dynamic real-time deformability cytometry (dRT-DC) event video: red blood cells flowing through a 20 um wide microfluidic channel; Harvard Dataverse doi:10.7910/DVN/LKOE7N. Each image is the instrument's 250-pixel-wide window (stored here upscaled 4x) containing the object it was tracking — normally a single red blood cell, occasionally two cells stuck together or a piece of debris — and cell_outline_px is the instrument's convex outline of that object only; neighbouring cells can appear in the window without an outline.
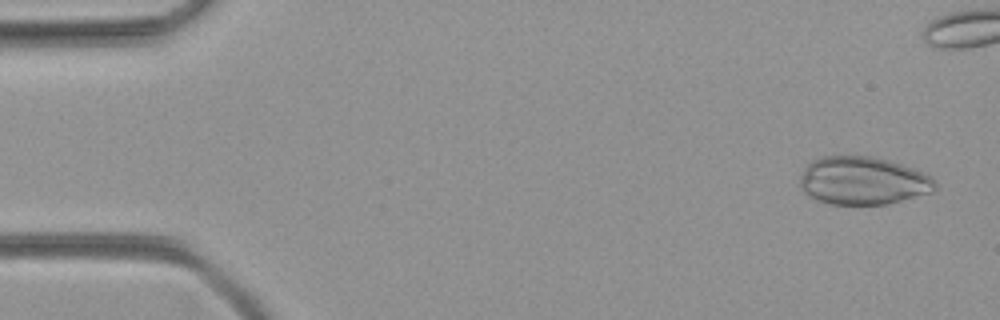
{"species": "common noctule bat (a hibernating species)", "species_latin": "Nyctalus noctula", "temperature_condition": "room temperature", "stored_images_in_passage": 43, "camera_frame_rate_fps": 3000, "um_per_image_px": 0.085, "animal": {"sex": "female", "body_mass_g": 21.9}, "frame": {"image": 1, "passage_image": 3, "time_ms": 0.667, "image_size_px": [1000, 320], "cell_outline_px": [[936, 188], [932, 192], [884, 204], [832, 204], [808, 196], [800, 188], [800, 176], [804, 168], [812, 160], [820, 156], [872, 156], [888, 160], [912, 168], [928, 176], [936, 184]], "centroid_in_image_um": [73.28, 15.35], "position_along_channel_um": 11.7, "area_um2": 37.4}}
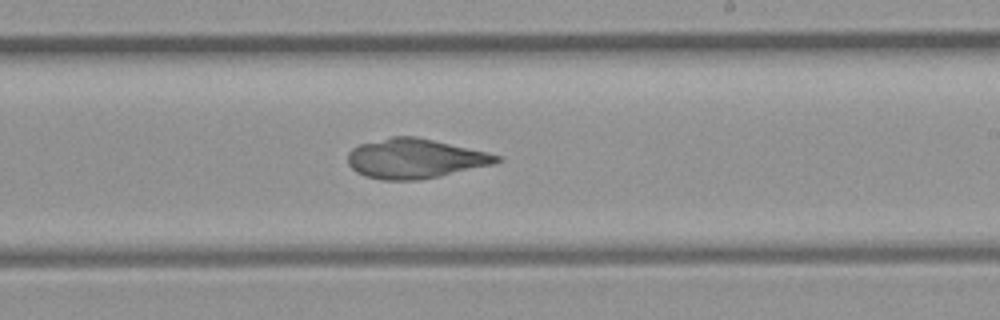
{"frame": {"image": 2, "passage_image": 30, "time_ms": 9.667, "image_size_px": [1000, 320], "cell_outline_px": [[504, 160], [492, 164], [440, 176], [416, 180], [380, 180], [364, 176], [356, 172], [348, 164], [348, 152], [352, 148], [360, 144], [392, 136], [416, 136], [488, 152], [500, 156]], "centroid_in_image_um": [35.25, 13.48], "position_along_channel_um": 253.7, "area_um2": 34.39}}
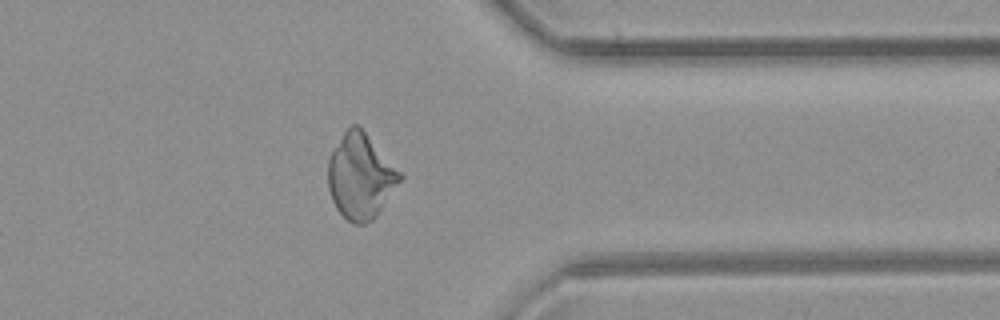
{"frame": {"image": 3, "passage_image": 40, "time_ms": 13.0, "image_size_px": [1000, 320], "cell_outline_px": [[404, 176], [376, 216], [372, 220], [364, 224], [352, 224], [336, 208], [332, 200], [328, 188], [328, 160], [332, 152], [344, 132], [352, 124], [356, 124], [364, 132]], "centroid_in_image_um": [30.63, 15.03], "position_along_channel_um": 380.8, "area_um2": 34.97}}